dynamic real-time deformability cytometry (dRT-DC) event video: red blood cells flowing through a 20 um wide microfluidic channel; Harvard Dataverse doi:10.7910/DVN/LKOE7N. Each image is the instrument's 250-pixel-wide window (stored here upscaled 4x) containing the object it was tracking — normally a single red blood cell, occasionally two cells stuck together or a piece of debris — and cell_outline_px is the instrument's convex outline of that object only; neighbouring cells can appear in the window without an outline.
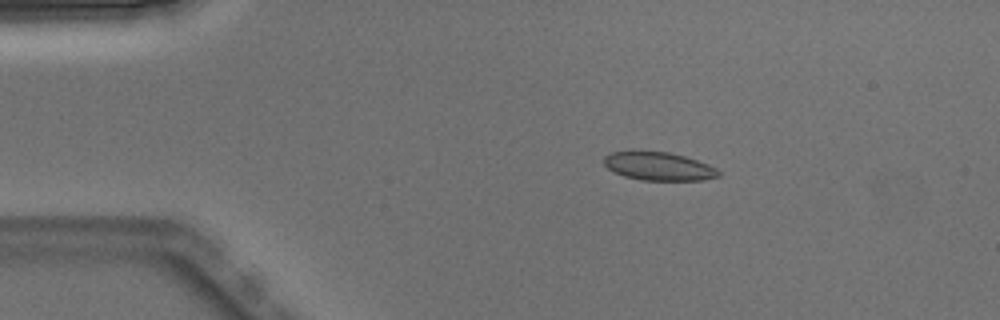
{"species": "Egyptian fruit bat (a non-hibernating species)", "species_latin": "Rousettus aegyptiacus", "temperature_condition": "warm", "stored_images_in_passage": 4, "camera_frame_rate_fps": 3000, "um_per_image_px": 0.085, "animal": {"sex": "male"}, "frame": {"image": 1, "passage_image": 2, "time_ms": 0.333, "image_size_px": [1000, 320], "cell_outline_px": [[720, 176], [704, 180], [640, 180], [624, 176], [608, 168], [604, 164], [604, 156], [612, 152], [632, 148], [668, 152], [684, 156], [708, 164], [716, 168], [720, 172]], "centroid_in_image_um": [55.94, 14.09], "position_along_channel_um": 29.1, "area_um2": 19.42}}
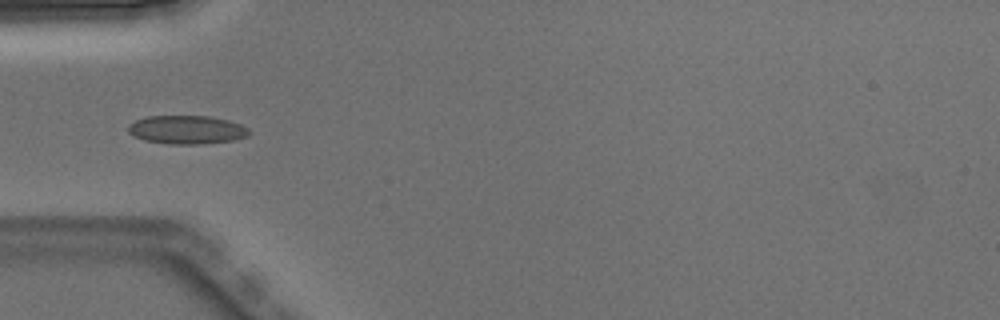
{"frame": {"image": 2, "passage_image": 4, "time_ms": 1.0, "image_size_px": [1000, 320], "cell_outline_px": [[252, 132], [248, 136], [232, 140], [196, 144], [168, 144], [144, 140], [128, 132], [128, 124], [136, 120], [148, 116], [212, 116], [228, 120], [240, 124], [248, 128]], "centroid_in_image_um": [15.89, 11.02], "position_along_channel_um": 69.1, "area_um2": 20.06}}